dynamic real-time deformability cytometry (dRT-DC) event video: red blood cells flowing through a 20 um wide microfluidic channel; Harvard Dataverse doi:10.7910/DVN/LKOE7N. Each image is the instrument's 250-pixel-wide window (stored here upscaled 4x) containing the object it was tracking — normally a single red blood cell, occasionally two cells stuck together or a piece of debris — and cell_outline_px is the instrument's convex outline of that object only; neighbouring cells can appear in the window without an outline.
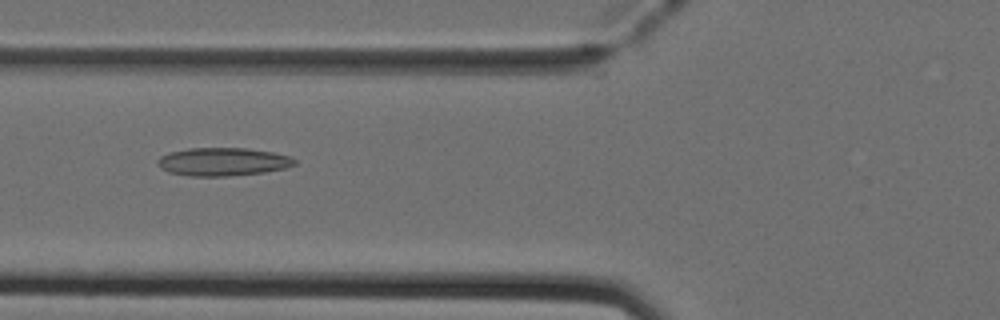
{"species": "Egyptian fruit bat (a non-hibernating species)", "species_latin": "Rousettus aegyptiacus", "temperature_condition": "cold", "stored_images_in_passage": 38, "camera_frame_rate_fps": 3000, "um_per_image_px": 0.085, "animal": {"sex": "female"}, "frame": {"image": 1, "passage_image": 7, "time_ms": 2.0, "image_size_px": [1000, 320], "cell_outline_px": [[296, 164], [288, 168], [264, 172], [228, 176], [192, 176], [168, 172], [160, 168], [156, 164], [156, 160], [160, 156], [168, 152], [188, 148], [248, 148], [272, 152], [292, 156], [296, 160]], "centroid_in_image_um": [18.94, 13.74], "position_along_channel_um": 106.9, "area_um2": 22.77}}
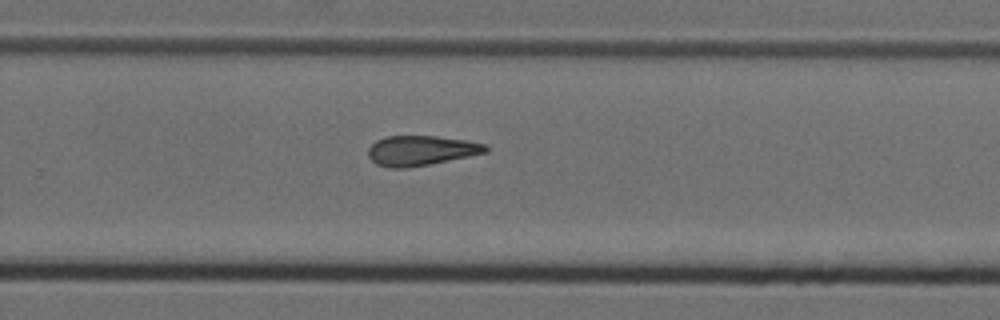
{"frame": {"image": 2, "passage_image": 21, "time_ms": 6.667, "image_size_px": [1000, 320], "cell_outline_px": [[488, 152], [408, 168], [388, 168], [376, 164], [368, 156], [368, 148], [376, 140], [384, 136], [436, 136], [464, 140], [484, 144], [488, 148]], "centroid_in_image_um": [35.73, 12.8], "position_along_channel_um": 294.1, "area_um2": 20.35}}
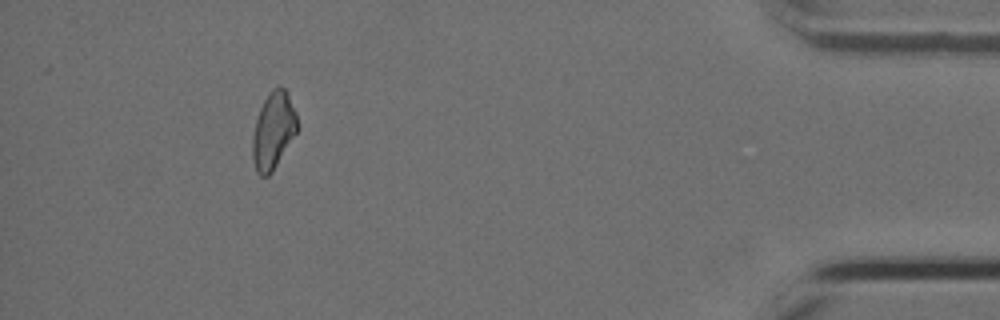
{"frame": {"image": 3, "passage_image": 34, "time_ms": 11.0, "image_size_px": [1000, 320], "cell_outline_px": [[300, 128], [272, 172], [268, 176], [260, 176], [256, 172], [252, 160], [252, 136], [256, 120], [260, 108], [264, 100], [272, 88], [280, 84], [288, 92], [296, 112]], "centroid_in_image_um": [23.25, 11.08], "position_along_channel_um": 412.0, "area_um2": 20.52}, "authors_computed_cell_mechanics": {"area_um2": 20.4901, "velocity_mm_per_s": 4.0075, "shape_relaxation_time_tau1_ms": null, "shape_relaxation_time_tau2_ms": 6.3193, "deformation_change_tau1": null, "deformation_change_tau2": 0.1776}}